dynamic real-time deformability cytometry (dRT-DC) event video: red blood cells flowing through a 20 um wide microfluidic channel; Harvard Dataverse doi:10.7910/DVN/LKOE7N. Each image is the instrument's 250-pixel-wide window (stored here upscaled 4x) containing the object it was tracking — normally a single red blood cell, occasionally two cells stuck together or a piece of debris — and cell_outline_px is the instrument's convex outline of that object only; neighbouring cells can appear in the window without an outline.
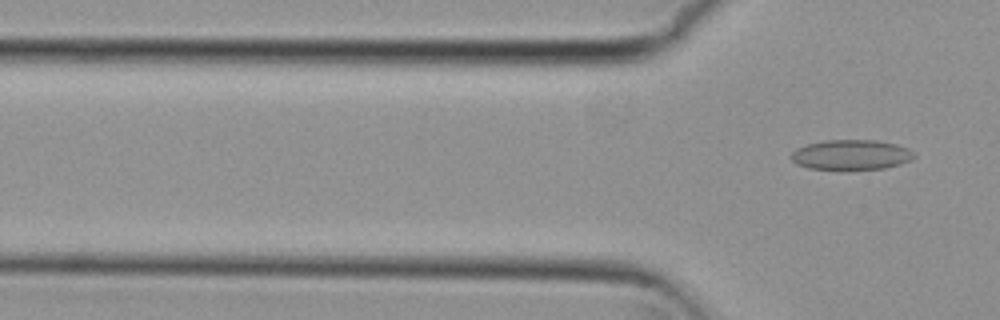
{"species": "common noctule bat (a hibernating species)", "species_latin": "Nyctalus noctula", "temperature_condition": "cold", "stored_images_in_passage": 6, "segment_of_instrument_passage": [2, 2], "camera_frame_rate_fps": 3000, "um_per_image_px": 0.085, "animal": {"sex": "female", "body_mass_g": 29.2, "forearm_length_mm": 56.3}, "frame": {"image": 1, "passage_image": 6, "time_ms": 1.667, "image_size_px": [1000, 320], "cell_outline_px": [[916, 156], [912, 160], [900, 164], [884, 168], [808, 168], [796, 164], [792, 160], [792, 152], [796, 148], [808, 144], [824, 140], [876, 140], [896, 144], [908, 148]], "centroid_in_image_um": [72.36, 13.13], "position_along_channel_um": 53.4, "area_um2": 21.15}}